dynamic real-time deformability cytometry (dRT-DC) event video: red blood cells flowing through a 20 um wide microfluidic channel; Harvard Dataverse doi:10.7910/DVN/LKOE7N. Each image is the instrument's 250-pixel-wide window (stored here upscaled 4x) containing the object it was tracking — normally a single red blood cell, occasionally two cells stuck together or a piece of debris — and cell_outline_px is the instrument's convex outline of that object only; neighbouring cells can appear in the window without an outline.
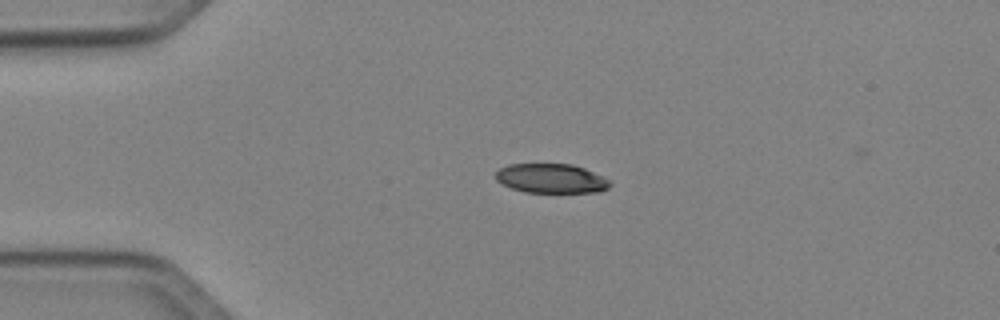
{"species": "Egyptian fruit bat (a non-hibernating species)", "species_latin": "Rousettus aegyptiacus", "temperature_condition": "cold", "stored_images_in_passage": 4, "camera_frame_rate_fps": 3000, "um_per_image_px": 0.085, "animal": {"sex": "female"}, "frame": {"image": 1, "passage_image": 3, "time_ms": 2.333, "image_size_px": [1000, 320], "cell_outline_px": [[612, 184], [608, 188], [600, 192], [524, 192], [512, 188], [496, 180], [496, 172], [500, 168], [508, 164], [572, 164], [584, 168], [612, 180]], "centroid_in_image_um": [46.89, 15.16], "position_along_channel_um": 38.1, "area_um2": 19.59}}